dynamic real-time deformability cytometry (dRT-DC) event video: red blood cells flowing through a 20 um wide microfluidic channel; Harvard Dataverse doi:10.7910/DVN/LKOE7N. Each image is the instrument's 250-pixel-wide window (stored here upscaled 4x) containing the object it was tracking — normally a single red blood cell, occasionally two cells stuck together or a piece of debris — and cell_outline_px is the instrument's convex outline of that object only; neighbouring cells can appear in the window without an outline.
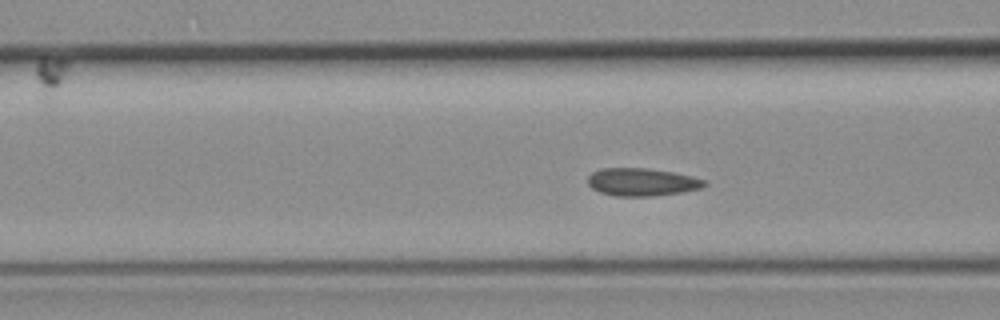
{"species": "common noctule bat (a hibernating species)", "species_latin": "Nyctalus noctula", "temperature_condition": "room temperature", "stored_images_in_passage": 5, "camera_frame_rate_fps": 3000, "um_per_image_px": 0.085, "animal": {"sex": "female", "body_mass_g": 19.3, "forearm_length_mm": 54.1}, "frame": {"image": 1, "passage_image": 5, "time_ms": 6.333, "image_size_px": [1000, 320], "cell_outline_px": [[708, 184], [700, 188], [680, 192], [652, 196], [616, 196], [600, 192], [592, 188], [588, 184], [588, 176], [592, 172], [600, 168], [648, 168], [672, 172], [692, 176], [704, 180]], "centroid_in_image_um": [54.53, 15.46], "position_along_channel_um": 112.1, "area_um2": 18.79}}